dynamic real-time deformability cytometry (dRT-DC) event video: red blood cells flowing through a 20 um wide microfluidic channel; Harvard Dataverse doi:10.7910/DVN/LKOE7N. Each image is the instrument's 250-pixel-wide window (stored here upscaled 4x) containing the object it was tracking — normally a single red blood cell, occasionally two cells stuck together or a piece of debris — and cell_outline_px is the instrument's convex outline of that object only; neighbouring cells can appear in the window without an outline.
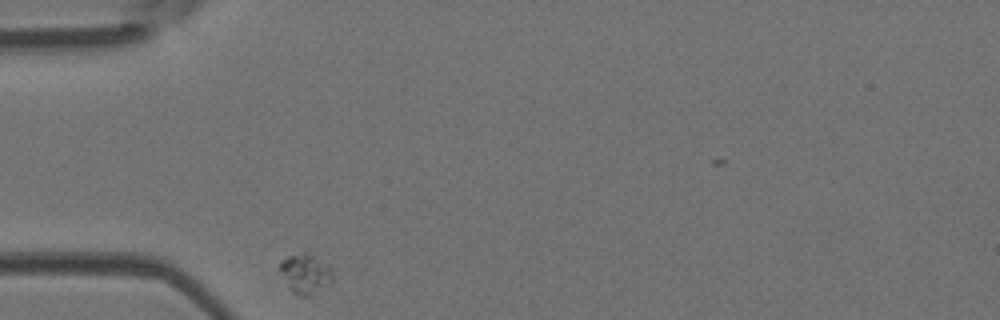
{"species": "Egyptian fruit bat (a non-hibernating species)", "species_latin": "Rousettus aegyptiacus", "temperature_condition": "room temperature", "stored_images_in_passage": 30, "camera_frame_rate_fps": 3000, "um_per_image_px": 0.085, "animal": {"sex": "female"}, "frame": {"image": 1, "passage_image": 1, "time_ms": 0.0, "image_size_px": [1000, 320], "cell_outline_px": [[332, 280], [328, 284], [308, 296], [300, 296], [292, 292], [288, 288], [280, 272], [280, 260], [288, 256], [304, 252], [328, 264], [332, 268]], "centroid_in_image_um": [25.93, 23.26], "position_along_channel_um": 59.1, "area_um2": 12.02}}
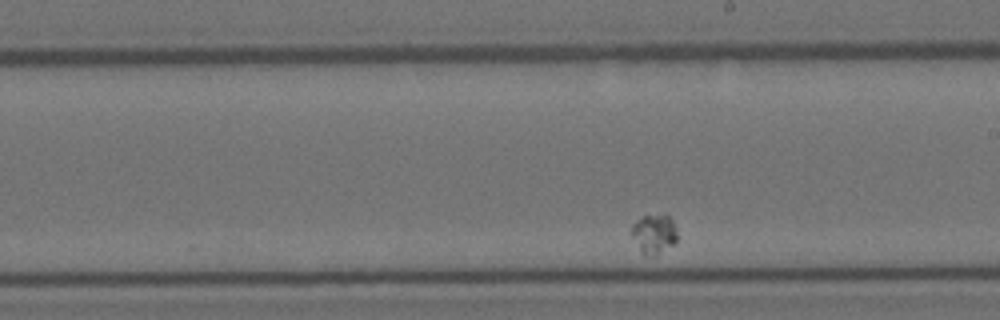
{"frame": {"image": 2, "passage_image": 18, "time_ms": 5.667, "image_size_px": [1000, 320], "cell_outline_px": [[676, 244], [656, 256], [644, 256], [640, 252], [632, 236], [632, 224], [636, 220], [644, 216], [668, 216], [672, 220], [676, 228]], "centroid_in_image_um": [55.59, 19.94], "position_along_channel_um": 233.4, "area_um2": 10.52}}
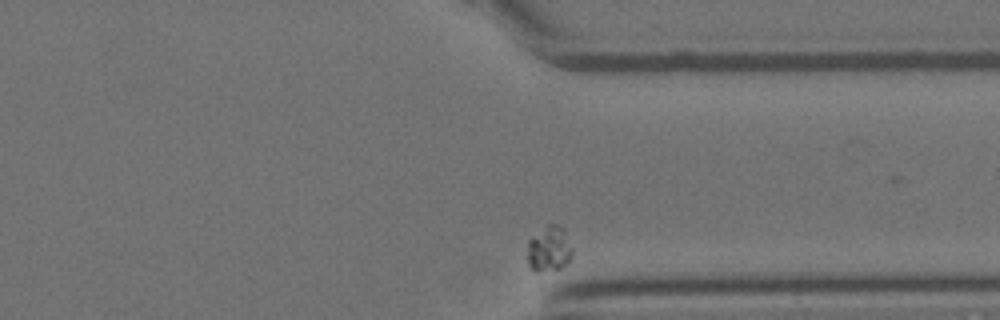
{"frame": {"image": 3, "passage_image": 30, "time_ms": 9.667, "image_size_px": [1000, 320], "cell_outline_px": [[572, 256], [560, 268], [536, 272], [528, 264], [528, 240], [548, 224], [552, 224], [564, 228], [572, 248]], "centroid_in_image_um": [46.67, 21.15], "position_along_channel_um": 364.7, "area_um2": 11.68}}